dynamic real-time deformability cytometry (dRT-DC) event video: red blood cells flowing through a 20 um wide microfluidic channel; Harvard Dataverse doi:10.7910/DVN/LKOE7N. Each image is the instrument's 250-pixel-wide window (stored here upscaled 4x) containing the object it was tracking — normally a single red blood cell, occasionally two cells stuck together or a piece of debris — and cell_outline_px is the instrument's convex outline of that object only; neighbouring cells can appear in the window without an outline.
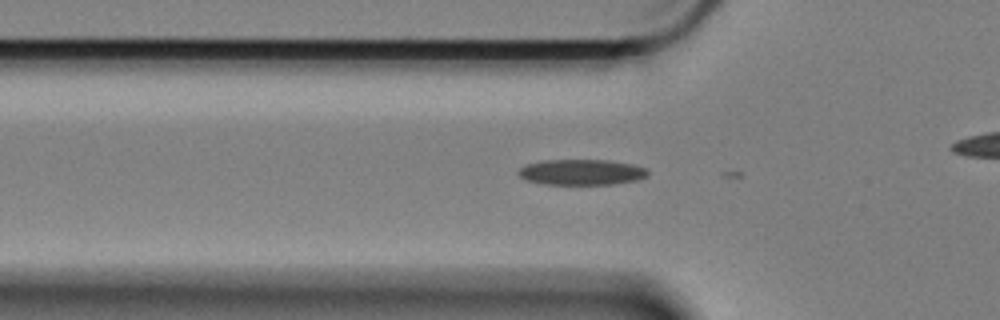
{"species": "Egyptian fruit bat (a non-hibernating species)", "species_latin": "Rousettus aegyptiacus", "temperature_condition": "cold", "stored_images_in_passage": 3, "camera_frame_rate_fps": 3000, "um_per_image_px": 0.085, "animal": {"sex": "female"}, "frame": {"image": 1, "passage_image": 2, "time_ms": 0.333, "image_size_px": [1000, 320], "cell_outline_px": [[648, 176], [636, 180], [612, 184], [544, 184], [528, 180], [520, 176], [516, 172], [520, 168], [528, 164], [540, 160], [608, 160], [632, 164], [648, 168]], "centroid_in_image_um": [49.45, 14.62], "position_along_channel_um": 76.4, "area_um2": 19.31}}